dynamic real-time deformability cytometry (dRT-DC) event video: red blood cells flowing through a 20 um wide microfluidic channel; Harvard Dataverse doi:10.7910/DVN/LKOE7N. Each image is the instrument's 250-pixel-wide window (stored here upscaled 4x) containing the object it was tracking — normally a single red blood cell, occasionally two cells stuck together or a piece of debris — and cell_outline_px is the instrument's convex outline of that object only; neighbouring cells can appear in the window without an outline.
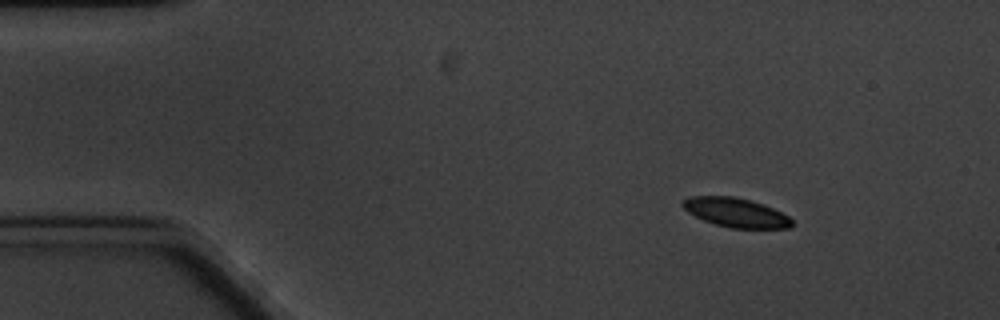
{"species": "common noctule bat (a hibernating species)", "species_latin": "Nyctalus noctula", "temperature_condition": "cold", "stored_images_in_passage": 5, "camera_frame_rate_fps": 3000, "um_per_image_px": 0.085, "animal": {"sex": "male", "body_mass_g": 20.1, "forearm_length_mm": 53.5}, "frame": {"image": 1, "passage_image": 1, "time_ms": 0.0, "image_size_px": [1000, 320], "cell_outline_px": [[792, 224], [788, 228], [728, 228], [704, 220], [688, 212], [680, 204], [684, 200], [692, 196], [736, 196], [752, 200], [764, 204], [788, 216], [792, 220]], "centroid_in_image_um": [62.54, 18.05], "position_along_channel_um": 22.5, "area_um2": 18.5}}
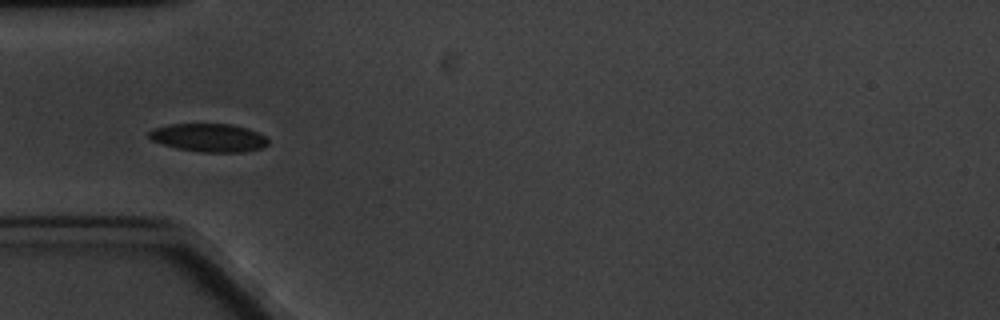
{"frame": {"image": 2, "passage_image": 4, "time_ms": 3.667, "image_size_px": [1000, 320], "cell_outline_px": [[268, 144], [264, 148], [244, 152], [200, 152], [176, 148], [152, 140], [148, 136], [148, 132], [156, 128], [172, 124], [232, 124], [248, 128], [264, 136], [268, 140]], "centroid_in_image_um": [17.79, 11.71], "position_along_channel_um": 67.2, "area_um2": 19.54}}